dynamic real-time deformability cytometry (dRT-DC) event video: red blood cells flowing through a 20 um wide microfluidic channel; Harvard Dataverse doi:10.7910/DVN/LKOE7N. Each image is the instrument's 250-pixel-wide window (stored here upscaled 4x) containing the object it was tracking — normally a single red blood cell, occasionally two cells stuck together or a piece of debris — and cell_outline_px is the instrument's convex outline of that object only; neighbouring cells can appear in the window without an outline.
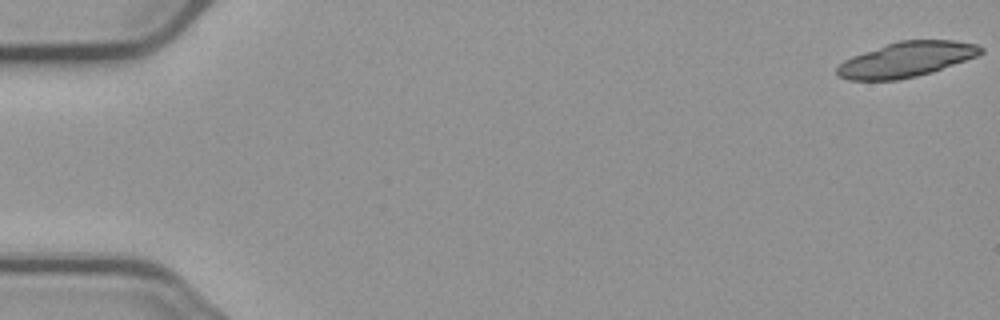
{"species": "common noctule bat (a hibernating species)", "species_latin": "Nyctalus noctula", "temperature_condition": "cold", "stored_images_in_passage": 4, "camera_frame_rate_fps": 3000, "um_per_image_px": 0.085, "animal": {"sex": "male", "body_mass_g": 23.1, "forearm_length_mm": 52.7}, "frame": {"image": 1, "passage_image": 1, "time_ms": 0.0, "image_size_px": [1000, 320], "cell_outline_px": [[984, 52], [976, 56], [932, 72], [916, 76], [896, 80], [848, 80], [840, 76], [836, 72], [836, 68], [844, 60], [852, 56], [900, 40], [956, 40], [976, 44], [984, 48]], "centroid_in_image_um": [77.06, 5.05], "position_along_channel_um": 7.9, "area_um2": 29.07}}